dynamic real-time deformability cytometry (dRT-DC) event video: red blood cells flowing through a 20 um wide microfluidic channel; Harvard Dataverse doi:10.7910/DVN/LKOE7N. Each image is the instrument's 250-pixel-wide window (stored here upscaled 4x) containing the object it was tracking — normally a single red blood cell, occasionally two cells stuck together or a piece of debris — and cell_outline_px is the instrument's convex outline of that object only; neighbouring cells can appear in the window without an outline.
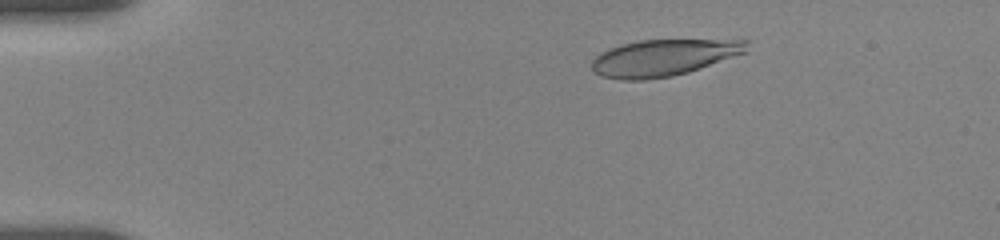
{"species": "human", "species_latin": "Homo sapiens", "temperature_condition": "room temperature", "stored_images_in_passage": 40, "camera_frame_rate_fps": 3000, "um_per_image_px": 0.085, "donor": {"sex": "female"}, "frame": {"image": 1, "passage_image": 4, "time_ms": 2.667, "image_size_px": [1000, 240], "cell_outline_px": [[748, 52], [688, 72], [672, 76], [644, 80], [620, 80], [600, 76], [592, 68], [592, 60], [600, 52], [608, 48], [640, 40], [748, 40]], "centroid_in_image_um": [56.4, 4.91], "position_along_channel_um": 28.6, "area_um2": 33.0}}
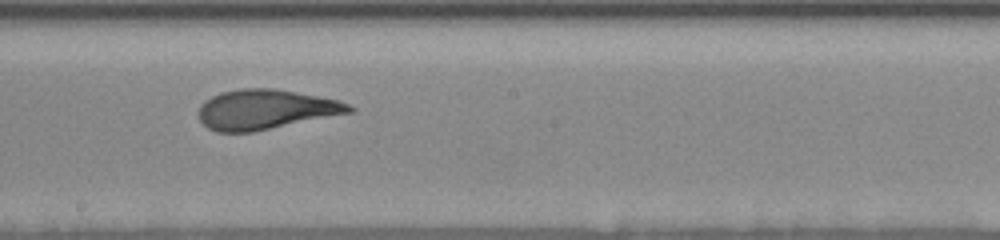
{"frame": {"image": 2, "passage_image": 20, "time_ms": 10.0, "image_size_px": [1000, 240], "cell_outline_px": [[356, 108], [352, 112], [252, 132], [216, 132], [208, 128], [200, 120], [200, 104], [204, 100], [220, 92], [240, 88], [272, 88], [296, 92], [336, 100], [348, 104]], "centroid_in_image_um": [22.53, 9.3], "position_along_channel_um": 225.7, "area_um2": 34.62}}
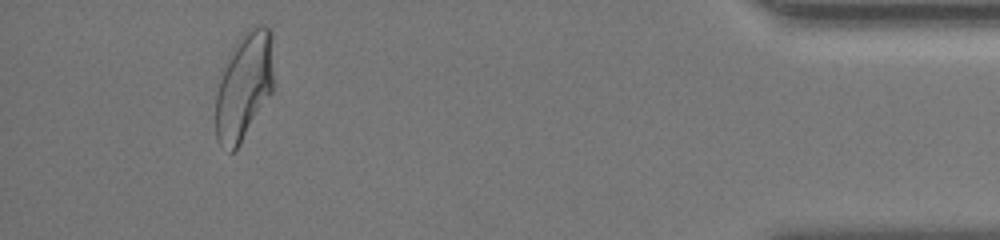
{"frame": {"image": 3, "passage_image": 37, "time_ms": 16.667, "image_size_px": [1000, 240], "cell_outline_px": [[272, 92], [240, 144], [232, 152], [228, 152], [220, 144], [216, 136], [216, 92], [220, 80], [232, 48], [236, 40], [252, 24], [264, 24], [272, 28]], "centroid_in_image_um": [20.76, 7.27], "position_along_channel_um": 414.4, "area_um2": 36.24}, "authors_computed_cell_mechanics": {"area_um2": 35.0268, "velocity_mm_per_s": 3.6501, "shape_relaxation_time_tau1_ms": 4.5329, "shape_relaxation_time_tau2_ms": 1.2075, "deformation_change_tau1": 0.1998, "deformation_change_tau2": 0.0772}}